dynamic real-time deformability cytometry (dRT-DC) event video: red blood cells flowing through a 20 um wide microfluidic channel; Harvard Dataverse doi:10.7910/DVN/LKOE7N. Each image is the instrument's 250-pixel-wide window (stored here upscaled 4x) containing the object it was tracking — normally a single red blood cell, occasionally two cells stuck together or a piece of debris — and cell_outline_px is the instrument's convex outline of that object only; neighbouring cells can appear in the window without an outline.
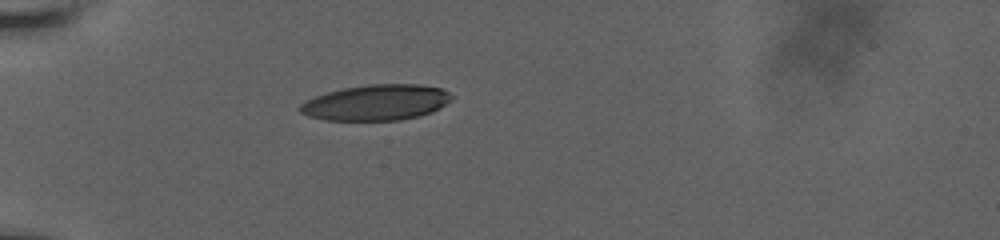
{"species": "human", "species_latin": "Homo sapiens", "temperature_condition": "room temperature", "stored_images_in_passage": 9, "camera_frame_rate_fps": 3000, "um_per_image_px": 0.085, "donor": {"sex": "male"}, "frame": {"image": 1, "passage_image": 1, "time_ms": 0.0, "image_size_px": [1000, 240], "cell_outline_px": [[452, 100], [440, 108], [432, 112], [400, 120], [324, 120], [308, 116], [300, 112], [296, 108], [300, 104], [316, 96], [328, 92], [344, 88], [368, 84], [420, 84], [440, 88], [448, 92], [452, 96]], "centroid_in_image_um": [31.97, 8.71], "position_along_channel_um": 53.0, "area_um2": 31.5}}
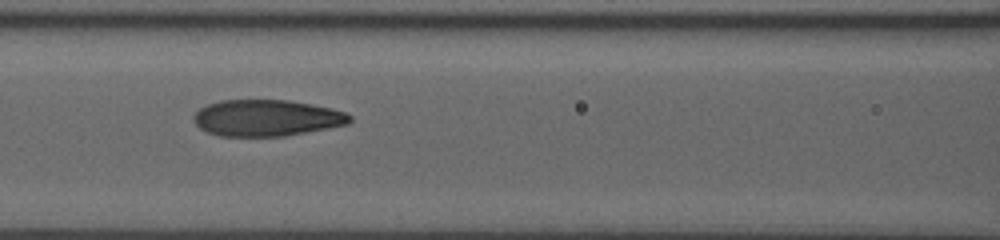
{"frame": {"image": 2, "passage_image": 6, "time_ms": 3.0, "image_size_px": [1000, 240], "cell_outline_px": [[352, 120], [348, 124], [328, 128], [284, 136], [220, 136], [208, 132], [200, 128], [192, 120], [192, 116], [200, 108], [208, 104], [220, 100], [288, 100], [312, 104], [348, 112], [352, 116]], "centroid_in_image_um": [22.67, 10.02], "position_along_channel_um": 143.9, "area_um2": 33.23}}
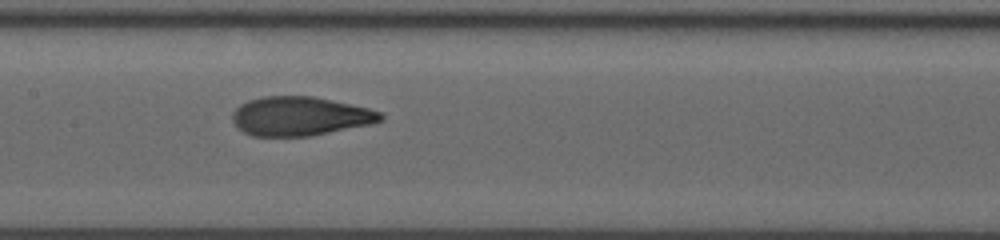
{"frame": {"image": 3, "passage_image": 8, "time_ms": 4.0, "image_size_px": [1000, 240], "cell_outline_px": [[384, 120], [372, 124], [308, 136], [252, 136], [244, 132], [232, 120], [232, 112], [240, 104], [248, 100], [264, 96], [312, 96], [368, 108], [380, 112], [384, 116]], "centroid_in_image_um": [25.5, 9.87], "position_along_channel_um": 181.9, "area_um2": 33.52}}